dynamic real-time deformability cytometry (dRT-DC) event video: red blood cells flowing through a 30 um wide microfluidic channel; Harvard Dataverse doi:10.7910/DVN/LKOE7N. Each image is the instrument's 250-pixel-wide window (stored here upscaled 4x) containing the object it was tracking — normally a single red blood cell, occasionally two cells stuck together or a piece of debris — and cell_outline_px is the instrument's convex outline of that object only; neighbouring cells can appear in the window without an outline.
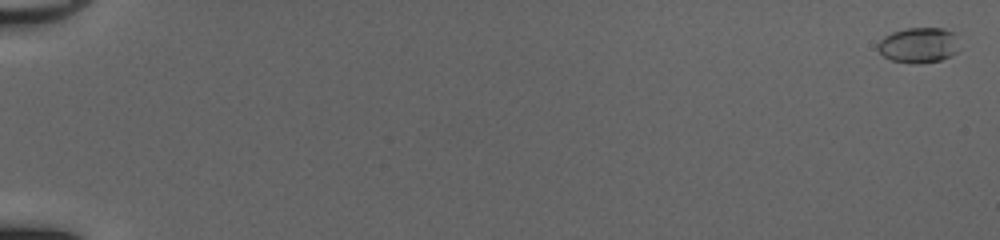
{"species": "common noctule bat (a hibernating species)", "species_latin": "Nyctalus noctula", "temperature_condition": "cold", "stored_images_in_passage": 54, "camera_frame_rate_fps": 3000, "um_per_image_px": 0.085, "animal": {"sex": "female", "body_mass_g": 20.0, "forearm_length_mm": 54.0}, "frame": {"image": 1, "passage_image": 2, "time_ms": 0.333, "image_size_px": [1000, 240], "cell_outline_px": [[956, 52], [940, 60], [920, 64], [892, 60], [884, 56], [876, 48], [876, 44], [884, 36], [892, 32], [908, 28], [944, 28], [952, 32]], "centroid_in_image_um": [77.99, 3.83], "position_along_channel_um": 7.0, "area_um2": 16.36}}
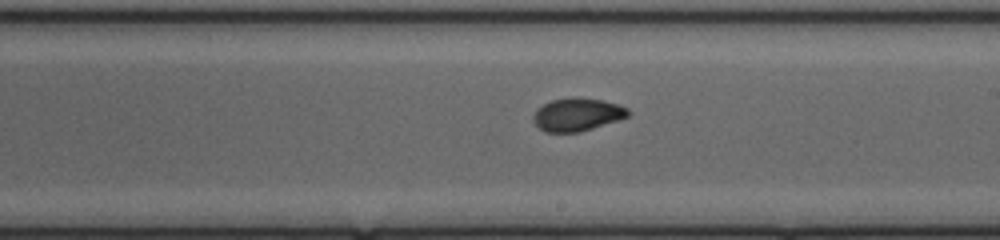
{"frame": {"image": 2, "passage_image": 34, "time_ms": 11.0, "image_size_px": [1000, 240], "cell_outline_px": [[632, 112], [628, 116], [620, 120], [580, 132], [544, 132], [532, 120], [532, 116], [536, 108], [552, 100], [600, 100], [620, 104], [628, 108]], "centroid_in_image_um": [49.09, 9.78], "position_along_channel_um": 239.9, "area_um2": 17.8}}
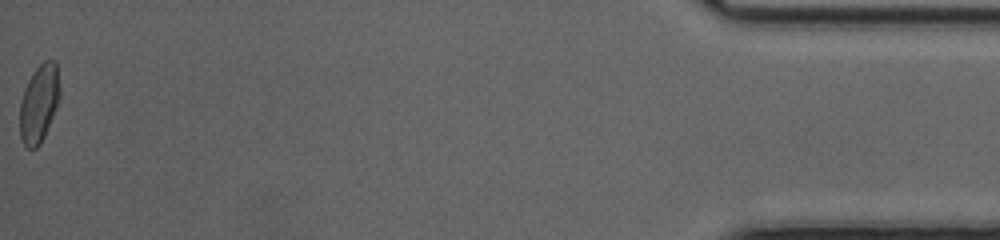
{"frame": {"image": 3, "passage_image": 54, "time_ms": 17.667, "image_size_px": [1000, 240], "cell_outline_px": [[60, 100], [44, 136], [40, 144], [36, 148], [28, 148], [24, 144], [20, 136], [20, 100], [24, 88], [32, 72], [44, 60], [56, 60], [60, 88]], "centroid_in_image_um": [3.33, 8.76], "position_along_channel_um": 431.9, "area_um2": 18.32}, "authors_computed_cell_mechanics": {"area_um2": 17.7446, "velocity_mm_per_s": 4.1452, "shape_relaxation_time_tau1_ms": 5.4073, "shape_relaxation_time_tau2_ms": 1.0787, "deformation_change_tau1": 0.1846, "deformation_change_tau2": 0.0519}}